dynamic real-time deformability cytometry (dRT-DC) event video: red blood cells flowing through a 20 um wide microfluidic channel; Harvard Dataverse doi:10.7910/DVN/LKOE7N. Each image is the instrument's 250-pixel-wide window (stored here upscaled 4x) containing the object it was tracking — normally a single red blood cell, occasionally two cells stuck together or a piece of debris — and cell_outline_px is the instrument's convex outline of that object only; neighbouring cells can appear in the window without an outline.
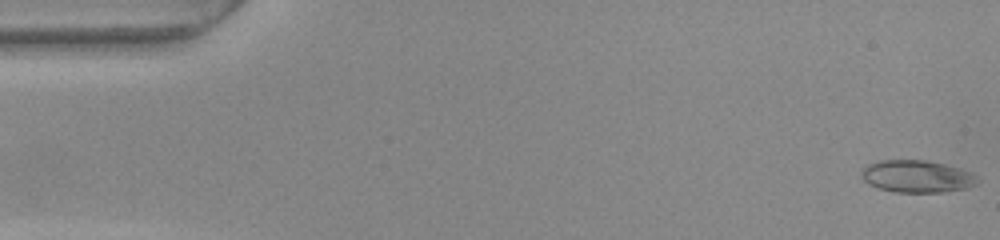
{"species": "common noctule bat (a hibernating species)", "species_latin": "Nyctalus noctula", "temperature_condition": "warm", "stored_images_in_passage": 7, "camera_frame_rate_fps": 3000, "um_per_image_px": 0.085, "animal": {"sex": "female", "body_mass_g": 22.0, "forearm_length_mm": 56.7}, "frame": {"image": 1, "passage_image": 1, "time_ms": 0.0, "image_size_px": [1000, 240], "cell_outline_px": [[980, 180], [976, 184], [968, 188], [944, 192], [896, 192], [880, 188], [868, 184], [864, 180], [860, 172], [868, 164], [876, 160], [924, 160], [944, 164], [972, 172], [980, 176]], "centroid_in_image_um": [77.98, 14.99], "position_along_channel_um": 7.0, "area_um2": 21.96}}